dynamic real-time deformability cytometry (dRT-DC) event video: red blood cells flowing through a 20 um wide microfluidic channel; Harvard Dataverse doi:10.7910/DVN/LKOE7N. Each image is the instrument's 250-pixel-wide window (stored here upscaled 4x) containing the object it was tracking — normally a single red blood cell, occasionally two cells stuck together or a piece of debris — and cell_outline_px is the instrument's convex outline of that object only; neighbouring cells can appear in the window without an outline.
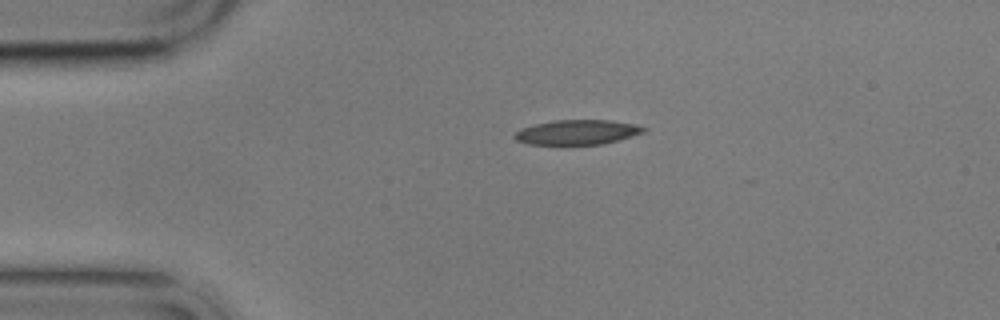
{"species": "common noctule bat (a hibernating species)", "species_latin": "Nyctalus noctula", "temperature_condition": "cold", "stored_images_in_passage": 2, "camera_frame_rate_fps": 3000, "um_per_image_px": 0.085, "animal": {"sex": "male", "body_mass_g": 17.9}, "frame": {"image": 1, "passage_image": 1, "time_ms": 0.0, "image_size_px": [1000, 320], "cell_outline_px": [[648, 128], [644, 132], [632, 136], [600, 144], [524, 144], [516, 140], [512, 136], [520, 128], [552, 120], [612, 120], [636, 124]], "centroid_in_image_um": [49.04, 11.23], "position_along_channel_um": 36.0, "area_um2": 18.61}}